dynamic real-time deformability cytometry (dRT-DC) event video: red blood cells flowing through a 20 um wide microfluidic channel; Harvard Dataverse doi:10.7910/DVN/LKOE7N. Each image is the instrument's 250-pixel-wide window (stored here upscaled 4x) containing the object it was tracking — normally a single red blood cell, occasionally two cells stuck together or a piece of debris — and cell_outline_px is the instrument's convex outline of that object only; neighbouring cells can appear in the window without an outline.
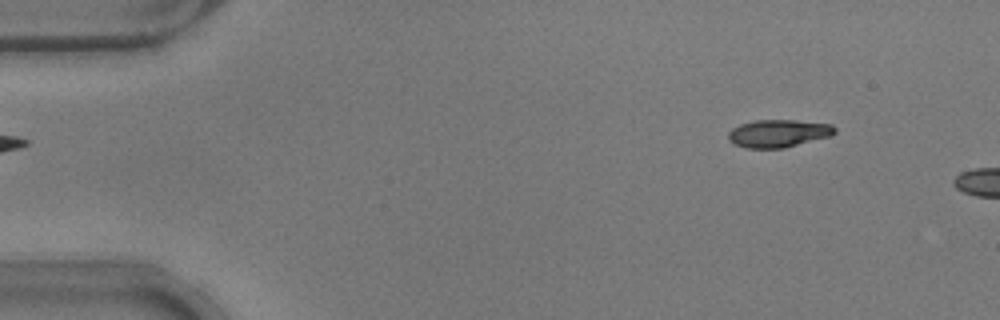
{"species": "common noctule bat (a hibernating species)", "species_latin": "Nyctalus noctula", "temperature_condition": "warm", "stored_images_in_passage": 8, "camera_frame_rate_fps": 3000, "um_per_image_px": 0.085, "animal": {"sex": "male", "body_mass_g": 17.9}, "frame": {"image": 1, "passage_image": 5, "time_ms": 1.333, "image_size_px": [1000, 320], "cell_outline_px": [[836, 132], [828, 136], [784, 148], [744, 148], [732, 144], [728, 140], [728, 132], [732, 128], [740, 124], [756, 120], [796, 120], [832, 124], [836, 128]], "centroid_in_image_um": [66.11, 11.34], "position_along_channel_um": 18.9, "area_um2": 17.22}}